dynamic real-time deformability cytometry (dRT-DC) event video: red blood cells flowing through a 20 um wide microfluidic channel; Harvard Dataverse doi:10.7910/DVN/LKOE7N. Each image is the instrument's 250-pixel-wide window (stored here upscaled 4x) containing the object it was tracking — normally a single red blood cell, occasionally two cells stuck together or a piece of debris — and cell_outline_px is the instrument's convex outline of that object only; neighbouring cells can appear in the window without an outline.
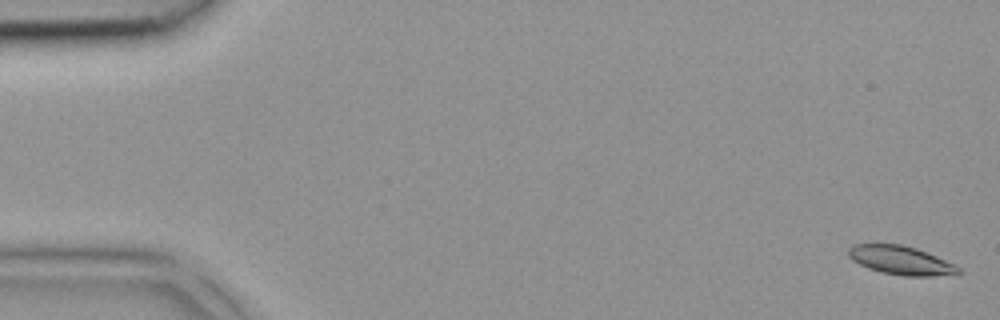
{"species": "common noctule bat (a hibernating species)", "species_latin": "Nyctalus noctula", "temperature_condition": "room temperature", "stored_images_in_passage": 12, "camera_frame_rate_fps": 3000, "um_per_image_px": 0.085, "animal": {"sex": "female", "body_mass_g": 18.4}, "frame": {"image": 1, "passage_image": 1, "time_ms": 0.0, "image_size_px": [1000, 320], "cell_outline_px": [[960, 272], [932, 276], [904, 276], [880, 272], [868, 268], [852, 260], [848, 256], [848, 248], [852, 244], [900, 244], [916, 248], [956, 264], [960, 268]], "centroid_in_image_um": [76.53, 22.12], "position_along_channel_um": 8.5, "area_um2": 18.32}}
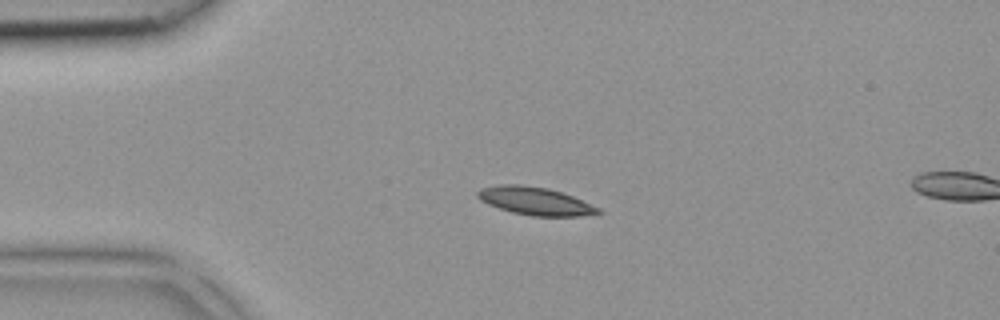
{"frame": {"image": 2, "passage_image": 10, "time_ms": 3.0, "image_size_px": [1000, 320], "cell_outline_px": [[604, 212], [580, 216], [532, 216], [512, 212], [488, 204], [480, 200], [476, 196], [476, 192], [480, 188], [500, 184], [520, 184], [548, 188], [572, 196], [600, 208]], "centroid_in_image_um": [45.46, 17.08], "position_along_channel_um": 39.5, "area_um2": 19.59}}